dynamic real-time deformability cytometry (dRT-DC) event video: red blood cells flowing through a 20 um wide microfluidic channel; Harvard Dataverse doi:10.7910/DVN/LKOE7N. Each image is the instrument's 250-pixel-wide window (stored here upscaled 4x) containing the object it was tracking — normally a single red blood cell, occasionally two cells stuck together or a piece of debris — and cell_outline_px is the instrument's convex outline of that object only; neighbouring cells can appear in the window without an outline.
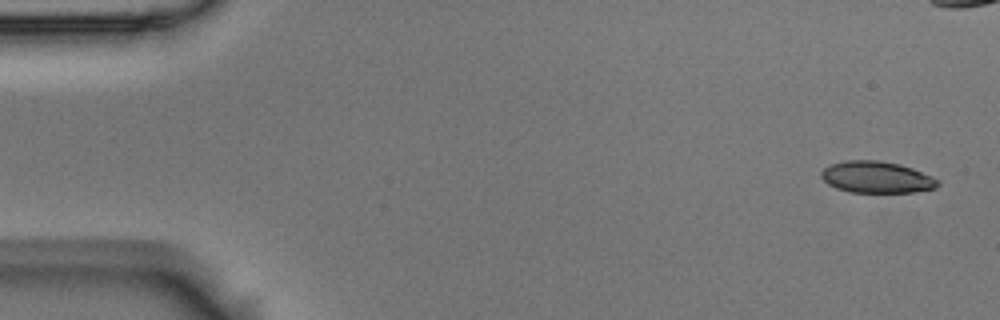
{"species": "Egyptian fruit bat (a non-hibernating species)", "species_latin": "Rousettus aegyptiacus", "temperature_condition": "room temperature", "stored_images_in_passage": 11, "camera_frame_rate_fps": 3000, "um_per_image_px": 0.085, "animal": {"sex": "male"}, "frame": {"image": 1, "passage_image": 1, "time_ms": 0.0, "image_size_px": [1000, 320], "cell_outline_px": [[940, 184], [936, 188], [912, 192], [848, 192], [836, 188], [828, 184], [820, 176], [820, 172], [824, 168], [832, 164], [844, 160], [880, 160], [900, 164], [912, 168], [932, 176], [940, 180]], "centroid_in_image_um": [74.52, 15.06], "position_along_channel_um": 10.5, "area_um2": 21.62}}
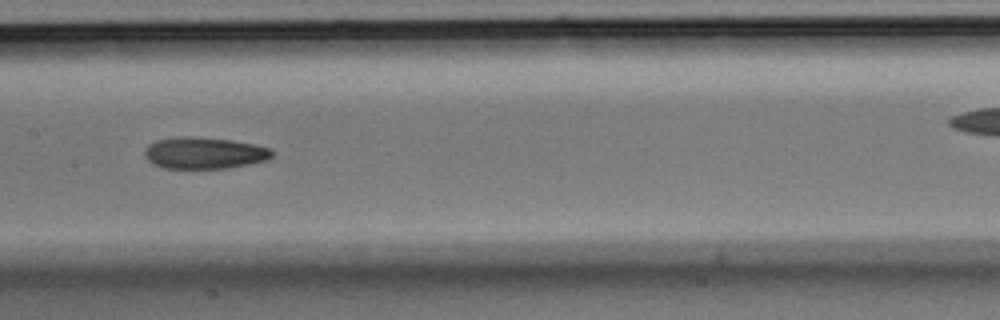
{"frame": {"image": 2, "passage_image": 8, "time_ms": 2.333, "image_size_px": [1000, 320], "cell_outline_px": [[272, 156], [268, 160], [228, 168], [164, 168], [152, 164], [144, 156], [144, 152], [148, 144], [156, 140], [180, 136], [192, 136], [232, 140], [256, 144], [272, 148]], "centroid_in_image_um": [17.36, 13.0], "position_along_channel_um": 190.0, "area_um2": 23.7}}
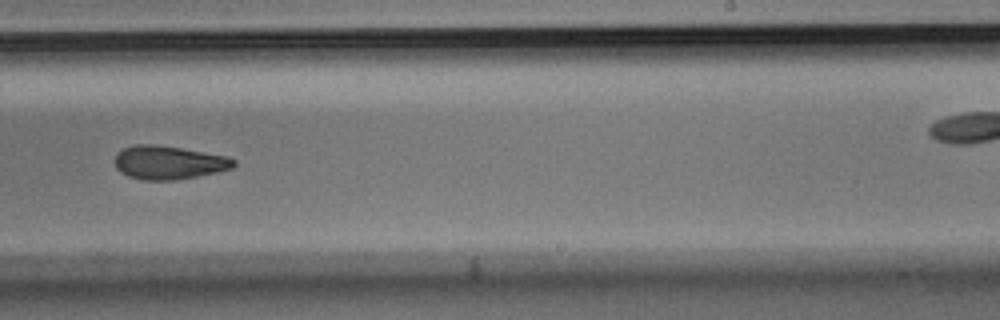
{"frame": {"image": 3, "passage_image": 10, "time_ms": 3.0, "image_size_px": [1000, 320], "cell_outline_px": [[236, 164], [232, 168], [216, 172], [176, 180], [144, 180], [128, 176], [120, 172], [116, 168], [116, 152], [124, 148], [136, 144], [152, 144], [180, 148], [228, 156], [236, 160]], "centroid_in_image_um": [14.34, 13.81], "position_along_channel_um": 274.7, "area_um2": 23.12}}